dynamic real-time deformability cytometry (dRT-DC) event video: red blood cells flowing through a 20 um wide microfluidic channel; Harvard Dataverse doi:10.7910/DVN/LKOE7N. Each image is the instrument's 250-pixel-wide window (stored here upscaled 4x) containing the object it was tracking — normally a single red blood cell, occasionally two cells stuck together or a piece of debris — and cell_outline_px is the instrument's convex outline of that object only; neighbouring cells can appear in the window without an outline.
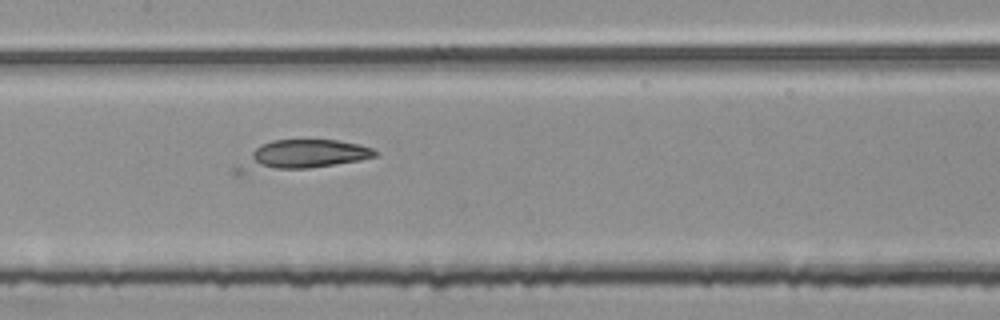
{"species": "common noctule bat (a hibernating species)", "species_latin": "Nyctalus noctula", "temperature_condition": "room temperature", "stored_images_in_passage": 39, "camera_frame_rate_fps": 3000, "um_per_image_px": 0.085, "animal": {"sex": "female", "body_mass_g": 25.1}, "frame": {"image": 1, "passage_image": 10, "time_ms": 3.0, "image_size_px": [1000, 320], "cell_outline_px": [[380, 152], [376, 156], [360, 160], [308, 168], [240, 176], [236, 176], [232, 172], [232, 168], [260, 144], [272, 140], [336, 140], [356, 144], [372, 148]], "centroid_in_image_um": [25.48, 13.24], "position_along_channel_um": 181.9, "area_um2": 24.28}}
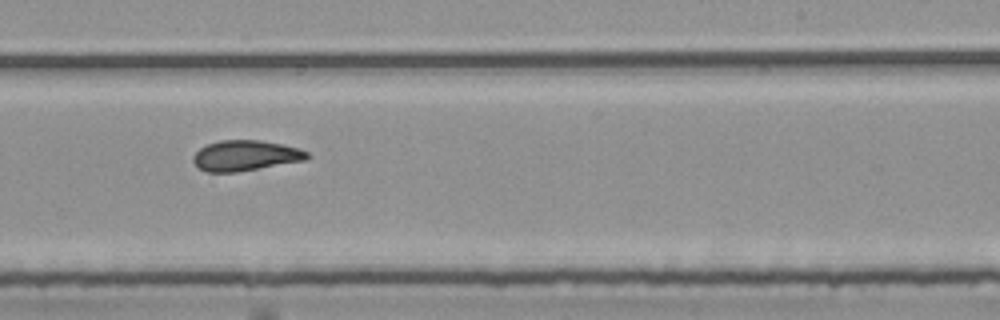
{"frame": {"image": 2, "passage_image": 17, "time_ms": 5.333, "image_size_px": [1000, 320], "cell_outline_px": [[312, 156], [304, 160], [236, 172], [208, 172], [200, 168], [192, 160], [192, 156], [200, 148], [208, 144], [220, 140], [260, 140], [300, 148], [308, 152]], "centroid_in_image_um": [20.87, 13.22], "position_along_channel_um": 268.1, "area_um2": 20.06}}
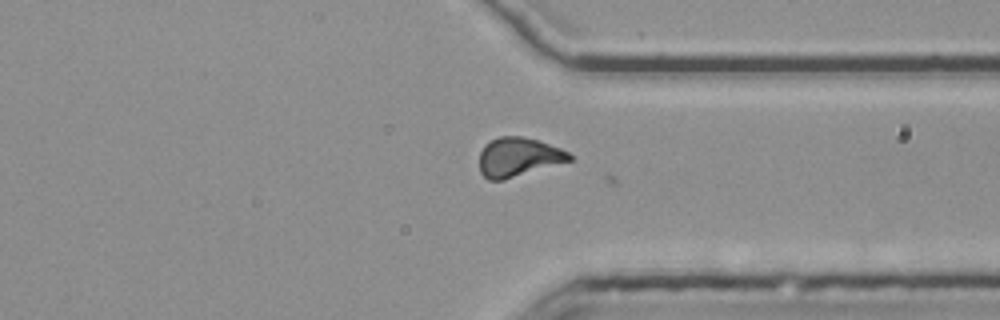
{"frame": {"image": 3, "passage_image": 25, "time_ms": 8.0, "image_size_px": [1000, 320], "cell_outline_px": [[572, 160], [504, 180], [488, 180], [480, 172], [480, 152], [484, 144], [500, 136], [520, 136], [536, 140], [560, 148], [568, 152], [572, 156]], "centroid_in_image_um": [44.04, 13.36], "position_along_channel_um": 367.4, "area_um2": 20.35}}